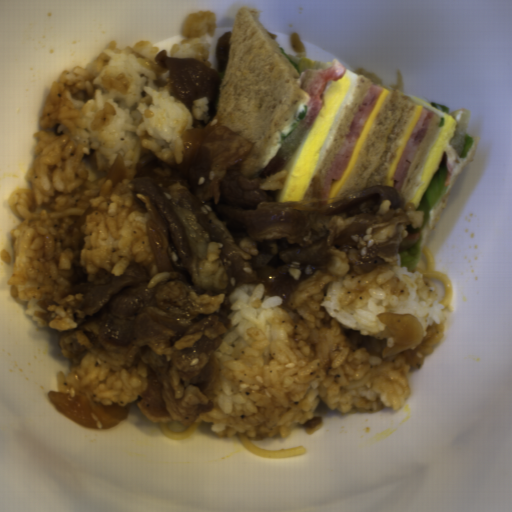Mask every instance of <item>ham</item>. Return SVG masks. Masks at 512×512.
Segmentation results:
<instances>
[{"mask_svg":"<svg viewBox=\"0 0 512 512\" xmlns=\"http://www.w3.org/2000/svg\"><path fill=\"white\" fill-rule=\"evenodd\" d=\"M383 89V86H378L375 84L371 85L367 95L365 96L355 114L350 129L338 151L328 178L318 198H327L333 184L336 181H340L361 136L364 126Z\"/></svg>","mask_w":512,"mask_h":512,"instance_id":"1","label":"ham"},{"mask_svg":"<svg viewBox=\"0 0 512 512\" xmlns=\"http://www.w3.org/2000/svg\"><path fill=\"white\" fill-rule=\"evenodd\" d=\"M434 117V112L431 109L423 108L414 129L397 161L395 173L393 176V186L400 194L404 185L405 179L411 167L412 161L416 151Z\"/></svg>","mask_w":512,"mask_h":512,"instance_id":"2","label":"ham"},{"mask_svg":"<svg viewBox=\"0 0 512 512\" xmlns=\"http://www.w3.org/2000/svg\"><path fill=\"white\" fill-rule=\"evenodd\" d=\"M346 71V67L336 60L327 70H321L314 77L307 88V94L310 95V100L307 104L308 109L305 115L307 125L312 126L322 110L324 106L323 94L328 84L339 82L344 78Z\"/></svg>","mask_w":512,"mask_h":512,"instance_id":"3","label":"ham"}]
</instances>
